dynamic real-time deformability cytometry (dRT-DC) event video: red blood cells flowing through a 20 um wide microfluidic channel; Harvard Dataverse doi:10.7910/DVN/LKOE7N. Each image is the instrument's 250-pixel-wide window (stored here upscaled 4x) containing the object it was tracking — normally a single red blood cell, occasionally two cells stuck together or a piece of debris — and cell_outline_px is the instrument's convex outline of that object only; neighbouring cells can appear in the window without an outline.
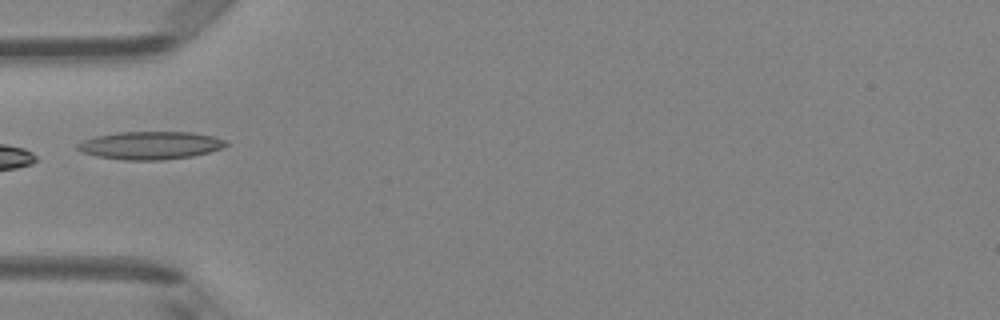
{"species": "Egyptian fruit bat (a non-hibernating species)", "species_latin": "Rousettus aegyptiacus", "temperature_condition": "room temperature", "stored_images_in_passage": 22, "camera_frame_rate_fps": 3000, "um_per_image_px": 0.085, "animal": {"sex": "female"}, "frame": {"image": 1, "passage_image": 1, "time_ms": 0.0, "image_size_px": [1000, 320], "cell_outline_px": [[228, 144], [220, 148], [208, 152], [192, 156], [164, 160], [124, 160], [96, 156], [80, 152], [76, 148], [76, 144], [84, 140], [96, 136], [116, 132], [192, 132], [212, 136], [228, 140]], "centroid_in_image_um": [12.75, 12.36], "position_along_channel_um": 72.2, "area_um2": 24.22}}